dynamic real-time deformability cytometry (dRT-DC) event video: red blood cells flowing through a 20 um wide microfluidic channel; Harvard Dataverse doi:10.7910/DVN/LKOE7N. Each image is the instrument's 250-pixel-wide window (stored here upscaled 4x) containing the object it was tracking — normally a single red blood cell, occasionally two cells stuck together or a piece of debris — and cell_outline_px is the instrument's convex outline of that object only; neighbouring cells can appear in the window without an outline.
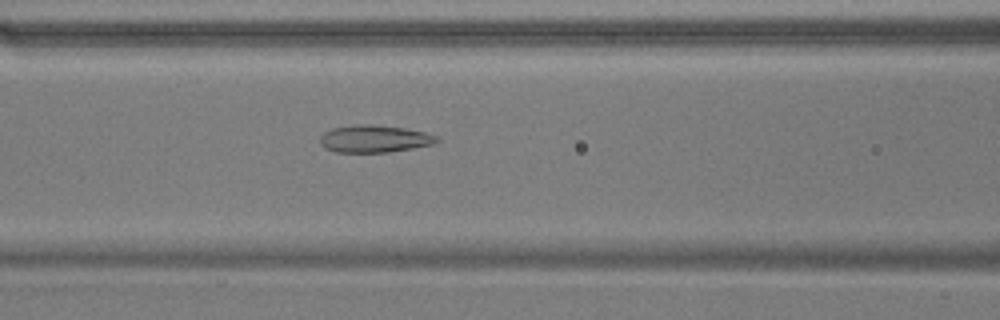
{"species": "common noctule bat (a hibernating species)", "species_latin": "Nyctalus noctula", "temperature_condition": "warm", "stored_images_in_passage": 20, "camera_frame_rate_fps": 3000, "um_per_image_px": 0.085, "animal": {"sex": "male", "body_mass_g": 17.9}, "frame": {"image": 1, "passage_image": 16, "time_ms": 5.0, "image_size_px": [1000, 320], "cell_outline_px": [[440, 140], [432, 144], [412, 148], [388, 152], [336, 152], [324, 148], [320, 144], [320, 136], [324, 132], [332, 128], [356, 124], [372, 124], [404, 128], [424, 132], [436, 136]], "centroid_in_image_um": [31.78, 11.79], "position_along_channel_um": 134.8, "area_um2": 18.55}}
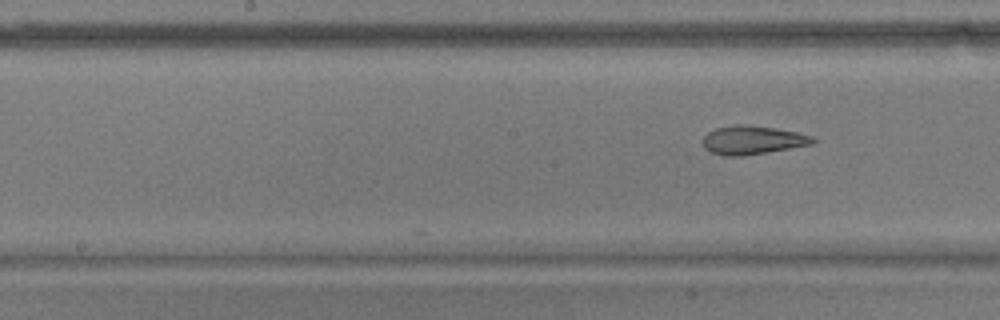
{"frame": {"image": 2, "passage_image": 20, "time_ms": 6.333, "image_size_px": [1000, 320], "cell_outline_px": [[816, 140], [812, 144], [740, 156], [724, 156], [712, 152], [704, 148], [704, 136], [708, 132], [716, 128], [736, 124], [740, 124], [776, 128], [796, 132], [812, 136]], "centroid_in_image_um": [63.94, 11.89], "position_along_channel_um": 184.3, "area_um2": 17.98}}